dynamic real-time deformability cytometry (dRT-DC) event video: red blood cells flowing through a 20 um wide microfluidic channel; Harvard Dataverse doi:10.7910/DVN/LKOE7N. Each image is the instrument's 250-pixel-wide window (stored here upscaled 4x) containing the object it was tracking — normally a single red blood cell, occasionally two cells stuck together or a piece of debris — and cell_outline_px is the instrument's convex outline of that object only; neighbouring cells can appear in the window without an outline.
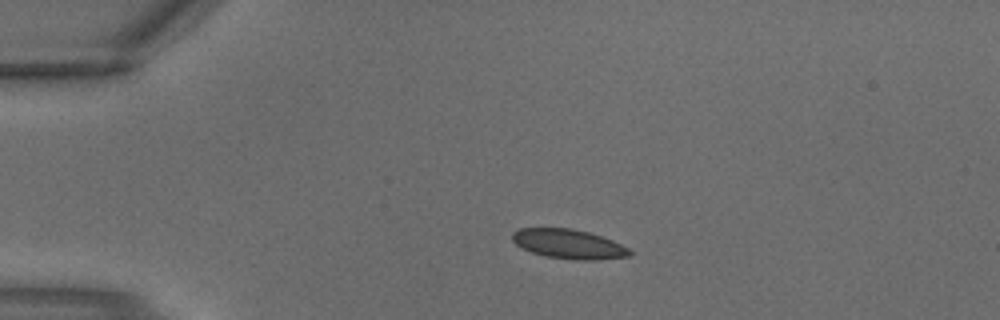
{"species": "common noctule bat (a hibernating species)", "species_latin": "Nyctalus noctula", "temperature_condition": "warm", "stored_images_in_passage": 1, "camera_frame_rate_fps": 3000, "um_per_image_px": 0.085, "animal": {"sex": "male", "body_mass_g": 18.8}, "frame": {"image": 1, "passage_image": 1, "time_ms": 0.0, "image_size_px": [1000, 320], "cell_outline_px": [[632, 252], [628, 256], [596, 260], [580, 260], [544, 256], [532, 252], [516, 244], [512, 240], [512, 232], [520, 228], [572, 228], [588, 232], [612, 240], [628, 248]], "centroid_in_image_um": [48.32, 20.73], "position_along_channel_um": 36.7, "area_um2": 19.94}}